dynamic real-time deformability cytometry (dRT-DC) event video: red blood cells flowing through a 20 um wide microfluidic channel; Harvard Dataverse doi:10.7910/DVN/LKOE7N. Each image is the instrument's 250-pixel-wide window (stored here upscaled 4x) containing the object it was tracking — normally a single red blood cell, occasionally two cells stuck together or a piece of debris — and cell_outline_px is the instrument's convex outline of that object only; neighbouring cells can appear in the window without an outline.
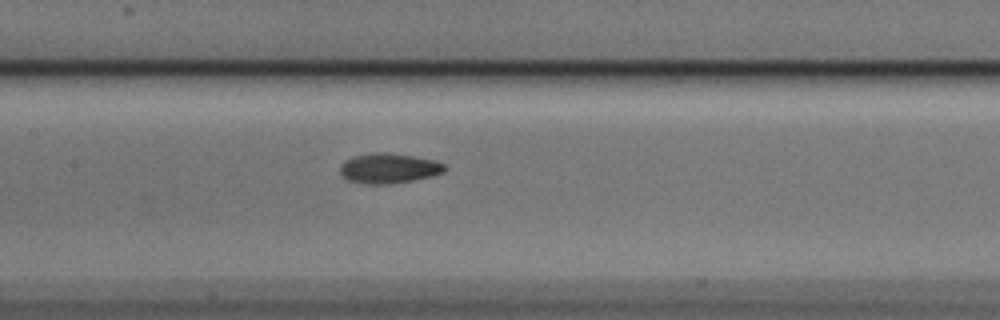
{"species": "Egyptian fruit bat (a non-hibernating species)", "species_latin": "Rousettus aegyptiacus", "temperature_condition": "cold", "stored_images_in_passage": 7, "camera_frame_rate_fps": 3000, "um_per_image_px": 0.085, "animal": {"sex": "male"}, "frame": {"image": 1, "passage_image": 7, "time_ms": 2.0, "image_size_px": [1000, 320], "cell_outline_px": [[444, 172], [412, 180], [388, 184], [364, 184], [348, 180], [340, 172], [340, 164], [344, 160], [352, 156], [372, 152], [376, 152], [412, 156], [432, 160], [444, 164]], "centroid_in_image_um": [32.96, 14.3], "position_along_channel_um": 174.4, "area_um2": 17.98}}